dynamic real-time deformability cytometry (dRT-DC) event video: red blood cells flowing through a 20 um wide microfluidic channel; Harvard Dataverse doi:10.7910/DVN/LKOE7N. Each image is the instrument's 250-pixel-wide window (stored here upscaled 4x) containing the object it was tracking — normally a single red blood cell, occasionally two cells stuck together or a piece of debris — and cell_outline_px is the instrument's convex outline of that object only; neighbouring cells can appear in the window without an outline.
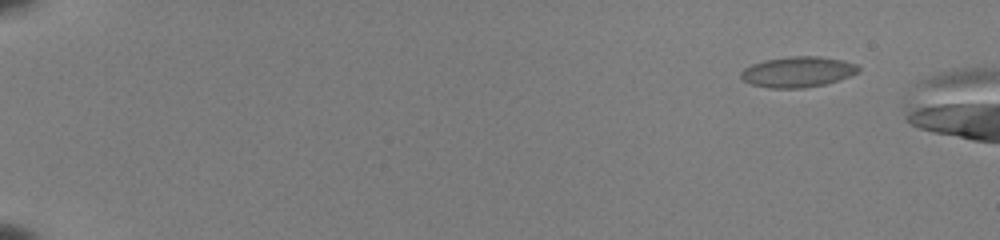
{"species": "common noctule bat (a hibernating species)", "species_latin": "Nyctalus noctula", "temperature_condition": "room temperature", "stored_images_in_passage": 16, "camera_frame_rate_fps": 3000, "um_per_image_px": 0.085, "animal": {"sex": "female", "body_mass_g": 22.0, "forearm_length_mm": 56.7}, "frame": {"image": 1, "passage_image": 2, "time_ms": 0.333, "image_size_px": [1000, 240], "cell_outline_px": [[860, 68], [856, 72], [848, 76], [824, 84], [804, 88], [768, 88], [752, 84], [744, 80], [740, 76], [740, 72], [744, 68], [752, 64], [768, 60], [792, 56], [820, 56], [840, 60], [856, 64]], "centroid_in_image_um": [67.77, 6.11], "position_along_channel_um": 17.2, "area_um2": 20.58}}